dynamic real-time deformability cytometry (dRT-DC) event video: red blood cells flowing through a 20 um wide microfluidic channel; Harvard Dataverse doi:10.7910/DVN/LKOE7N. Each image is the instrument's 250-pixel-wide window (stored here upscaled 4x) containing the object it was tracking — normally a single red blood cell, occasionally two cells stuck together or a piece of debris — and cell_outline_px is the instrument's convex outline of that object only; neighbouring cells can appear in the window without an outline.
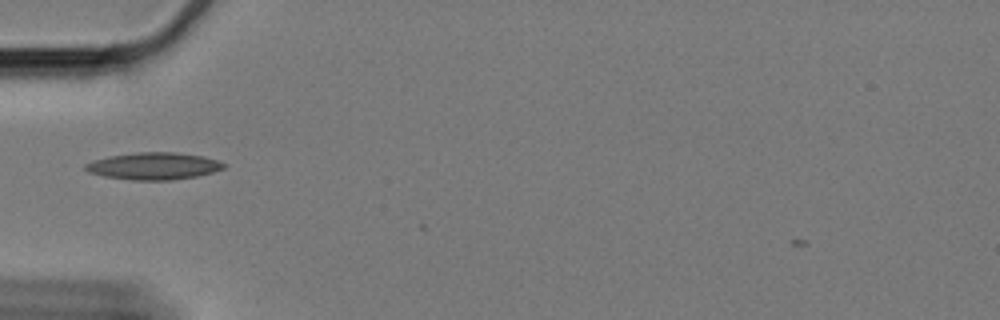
{"species": "Egyptian fruit bat (a non-hibernating species)", "species_latin": "Rousettus aegyptiacus", "temperature_condition": "cold", "stored_images_in_passage": 2, "camera_frame_rate_fps": 3000, "um_per_image_px": 0.085, "animal": {"sex": "female"}, "frame": {"image": 1, "passage_image": 1, "time_ms": 0.0, "image_size_px": [1000, 320], "cell_outline_px": [[228, 164], [224, 168], [212, 172], [196, 176], [172, 180], [132, 180], [104, 176], [88, 172], [84, 168], [84, 164], [92, 160], [108, 156], [136, 152], [176, 152], [204, 156]], "centroid_in_image_um": [13.05, 14.1], "position_along_channel_um": 72.0, "area_um2": 21.96}}